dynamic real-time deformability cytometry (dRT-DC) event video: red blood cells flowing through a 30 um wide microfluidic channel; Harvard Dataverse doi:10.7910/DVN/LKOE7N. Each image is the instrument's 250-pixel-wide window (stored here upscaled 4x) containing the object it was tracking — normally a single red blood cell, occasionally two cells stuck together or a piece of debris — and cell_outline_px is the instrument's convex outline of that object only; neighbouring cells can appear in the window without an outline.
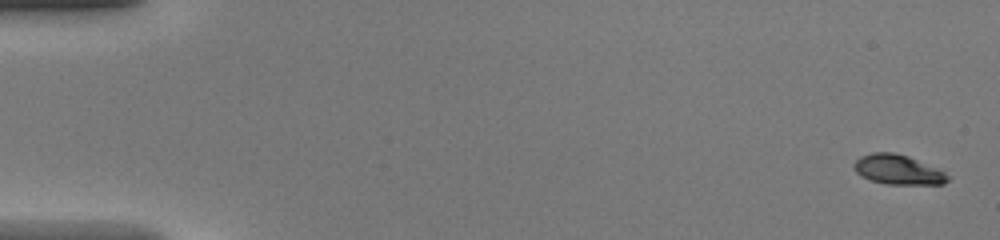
{"species": "common noctule bat (a hibernating species)", "species_latin": "Nyctalus noctula", "temperature_condition": "warm", "stored_images_in_passage": 16, "camera_frame_rate_fps": 3000, "um_per_image_px": 0.085, "animal": {"sex": "female", "body_mass_g": 20.0, "forearm_length_mm": 54.0}, "frame": {"image": 1, "passage_image": 1, "time_ms": 0.0, "image_size_px": [1000, 240], "cell_outline_px": [[948, 180], [944, 184], [888, 184], [872, 180], [860, 176], [852, 168], [852, 164], [860, 156], [872, 152], [892, 152], [908, 156], [936, 168], [944, 172], [948, 176]], "centroid_in_image_um": [76.27, 14.41], "position_along_channel_um": 8.7, "area_um2": 16.13}}